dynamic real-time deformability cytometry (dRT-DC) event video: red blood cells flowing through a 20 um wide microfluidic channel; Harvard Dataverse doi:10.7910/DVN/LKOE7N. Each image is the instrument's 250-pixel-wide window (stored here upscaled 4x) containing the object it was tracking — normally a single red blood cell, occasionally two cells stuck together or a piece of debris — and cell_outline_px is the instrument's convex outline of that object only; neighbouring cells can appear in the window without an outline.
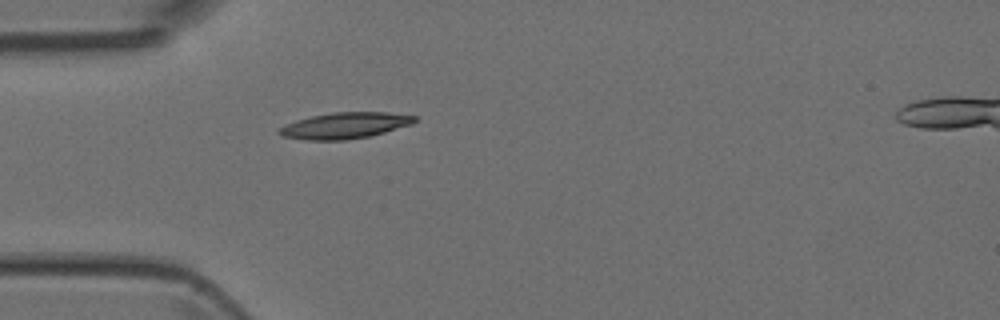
{"species": "Egyptian fruit bat (a non-hibernating species)", "species_latin": "Rousettus aegyptiacus", "temperature_condition": "room temperature", "stored_images_in_passage": 1, "camera_frame_rate_fps": 3000, "um_per_image_px": 0.085, "animal": {"sex": "female"}, "frame": {"image": 1, "passage_image": 1, "time_ms": 0.0, "image_size_px": [1000, 320], "cell_outline_px": [[416, 120], [412, 124], [372, 136], [344, 140], [308, 140], [284, 136], [276, 132], [276, 128], [296, 120], [312, 116], [332, 112], [388, 112], [416, 116]], "centroid_in_image_um": [29.3, 10.67], "position_along_channel_um": 55.7, "area_um2": 20.69}}